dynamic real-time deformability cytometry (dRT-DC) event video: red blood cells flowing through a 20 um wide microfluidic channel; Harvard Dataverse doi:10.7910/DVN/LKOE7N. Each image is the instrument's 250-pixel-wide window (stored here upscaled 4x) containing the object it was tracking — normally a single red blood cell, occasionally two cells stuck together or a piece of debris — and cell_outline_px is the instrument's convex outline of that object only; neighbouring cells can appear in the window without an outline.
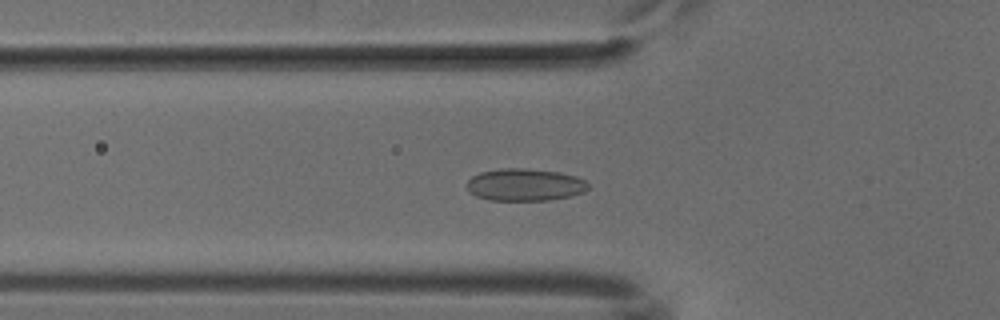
{"species": "common noctule bat (a hibernating species)", "species_latin": "Nyctalus noctula", "temperature_condition": "cold", "stored_images_in_passage": 45, "camera_frame_rate_fps": 3000, "um_per_image_px": 0.085, "animal": {"sex": "male", "body_mass_g": 18.8}, "frame": {"image": 1, "passage_image": 11, "time_ms": 3.333, "image_size_px": [1000, 320], "cell_outline_px": [[588, 188], [584, 192], [568, 196], [548, 200], [488, 200], [476, 196], [468, 192], [468, 180], [472, 176], [480, 172], [500, 168], [524, 168], [560, 172], [576, 176], [584, 180], [588, 184]], "centroid_in_image_um": [44.59, 15.7], "position_along_channel_um": 81.2, "area_um2": 22.83}}
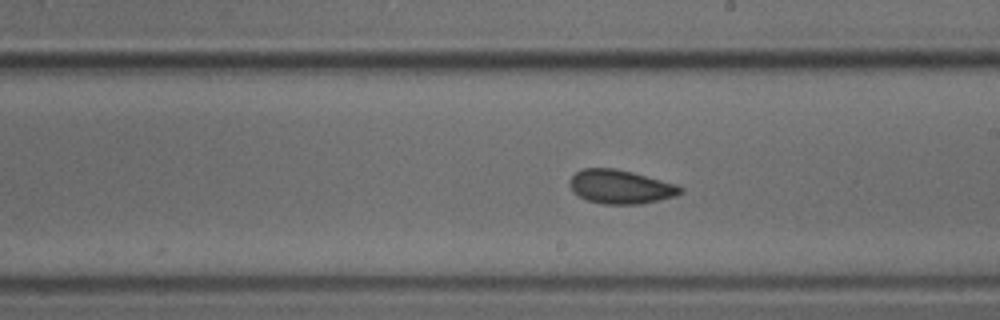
{"frame": {"image": 2, "passage_image": 23, "time_ms": 7.333, "image_size_px": [1000, 320], "cell_outline_px": [[684, 192], [676, 196], [660, 200], [640, 204], [604, 204], [588, 200], [580, 196], [568, 184], [568, 180], [576, 172], [584, 168], [612, 168], [632, 172], [676, 184], [684, 188]], "centroid_in_image_um": [52.78, 15.88], "position_along_channel_um": 236.2, "area_um2": 21.73}}
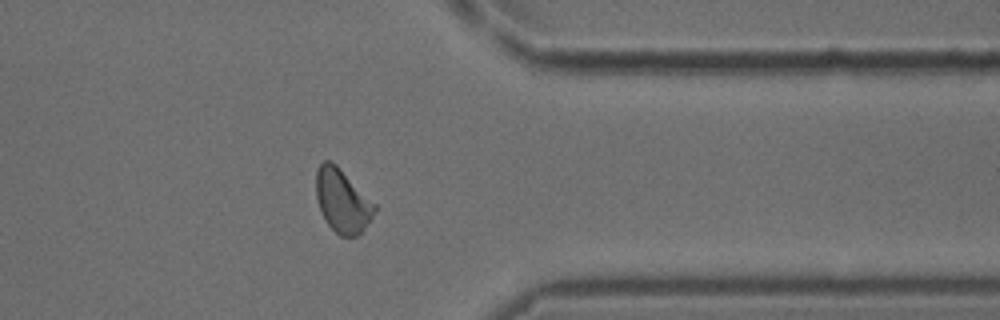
{"frame": {"image": 3, "passage_image": 35, "time_ms": 11.333, "image_size_px": [1000, 320], "cell_outline_px": [[376, 212], [360, 236], [340, 236], [328, 224], [320, 208], [316, 196], [316, 172], [320, 164], [324, 160], [332, 160], [376, 204]], "centroid_in_image_um": [29.12, 17.07], "position_along_channel_um": 382.3, "area_um2": 21.62}}